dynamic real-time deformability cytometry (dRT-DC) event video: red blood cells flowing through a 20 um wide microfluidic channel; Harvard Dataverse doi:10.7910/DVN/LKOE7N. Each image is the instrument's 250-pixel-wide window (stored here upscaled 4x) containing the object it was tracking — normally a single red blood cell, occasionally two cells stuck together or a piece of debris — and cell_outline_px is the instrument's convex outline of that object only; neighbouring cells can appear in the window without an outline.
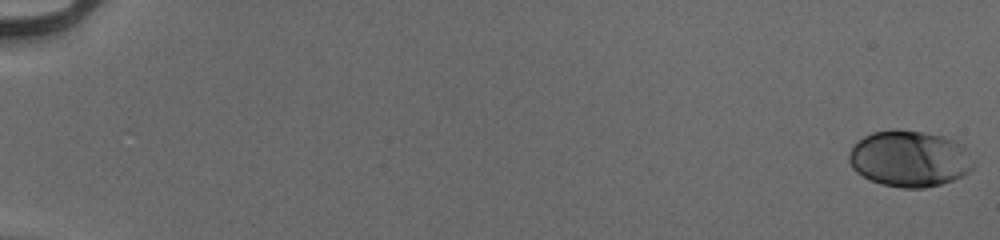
{"species": "human", "species_latin": "Homo sapiens", "temperature_condition": "cold", "stored_images_in_passage": 55, "camera_frame_rate_fps": 3000, "um_per_image_px": 0.085, "donor": {"sex": "male"}, "frame": {"image": 1, "passage_image": 1, "time_ms": 0.0, "image_size_px": [1000, 240], "cell_outline_px": [[972, 168], [968, 172], [952, 180], [940, 184], [924, 188], [900, 188], [884, 184], [872, 180], [856, 172], [852, 168], [848, 160], [848, 152], [864, 136], [872, 132], [896, 128], [900, 128], [924, 132], [940, 136], [964, 144], [972, 164]], "centroid_in_image_um": [77.27, 13.47], "position_along_channel_um": 7.7, "area_um2": 40.58}}
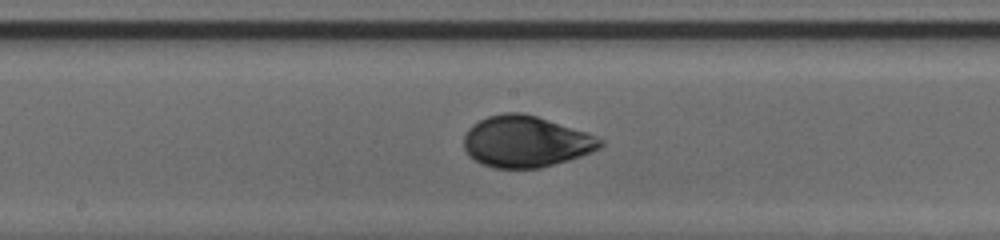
{"frame": {"image": 2, "passage_image": 32, "time_ms": 10.333, "image_size_px": [1000, 240], "cell_outline_px": [[604, 144], [600, 148], [592, 152], [568, 160], [540, 168], [496, 168], [480, 164], [468, 156], [464, 148], [464, 136], [468, 128], [472, 124], [488, 116], [504, 112], [524, 112], [596, 136], [604, 140]], "centroid_in_image_um": [44.66, 12.04], "position_along_channel_um": 203.5, "area_um2": 40.81}}
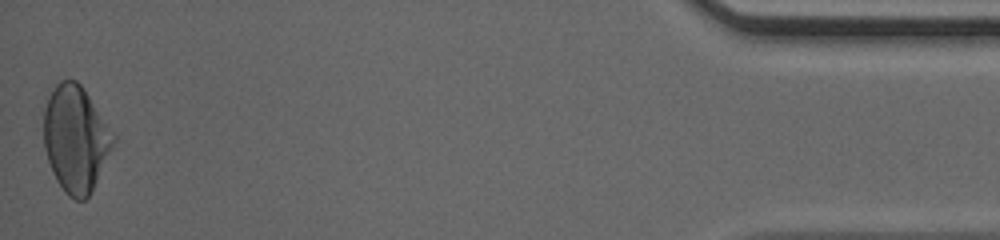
{"frame": {"image": 3, "passage_image": 55, "time_ms": 18.0, "image_size_px": [1000, 240], "cell_outline_px": [[116, 140], [92, 192], [84, 200], [76, 200], [68, 196], [64, 192], [56, 180], [52, 172], [44, 148], [44, 108], [56, 84], [60, 80], [76, 80], [84, 88], [116, 136]], "centroid_in_image_um": [6.44, 11.82], "position_along_channel_um": 428.8, "area_um2": 43.12}, "authors_computed_cell_mechanics": {"area_um2": 40.171, "velocity_mm_per_s": 3.9512, "shape_relaxation_time_tau1_ms": 3.5774, "shape_relaxation_time_tau2_ms": null, "deformation_change_tau1": 0.1443, "deformation_change_tau2": null}}